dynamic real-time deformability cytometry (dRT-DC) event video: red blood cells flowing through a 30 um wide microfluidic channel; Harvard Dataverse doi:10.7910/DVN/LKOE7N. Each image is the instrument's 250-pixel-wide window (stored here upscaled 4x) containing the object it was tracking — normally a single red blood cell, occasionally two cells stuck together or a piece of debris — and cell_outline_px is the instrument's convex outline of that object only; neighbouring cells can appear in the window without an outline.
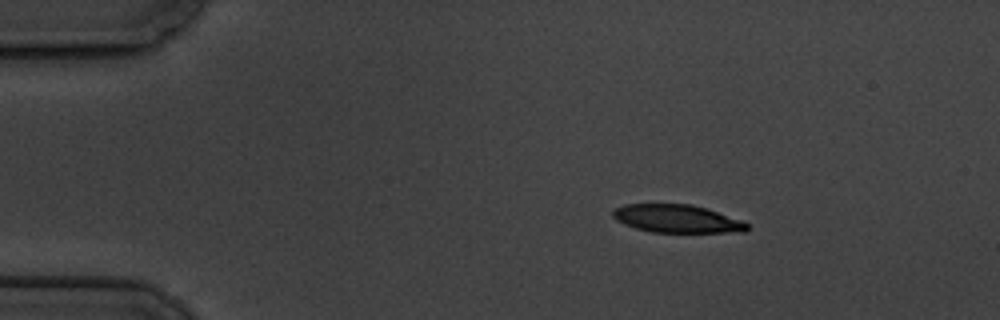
{"species": "common noctule bat (a hibernating species)", "species_latin": "Nyctalus noctula", "temperature_condition": "cold", "stored_images_in_passage": 6, "camera_frame_rate_fps": 3000, "um_per_image_px": 0.085, "animal": {"sex": "male", "body_mass_g": 19.5, "forearm_length_mm": 54.6}, "frame": {"image": 1, "passage_image": 3, "time_ms": 2.333, "image_size_px": [1000, 320], "cell_outline_px": [[748, 228], [744, 232], [652, 232], [636, 228], [624, 224], [616, 220], [612, 216], [612, 212], [616, 208], [624, 204], [692, 204], [740, 220], [748, 224]], "centroid_in_image_um": [57.5, 18.59], "position_along_channel_um": 27.5, "area_um2": 21.62}}
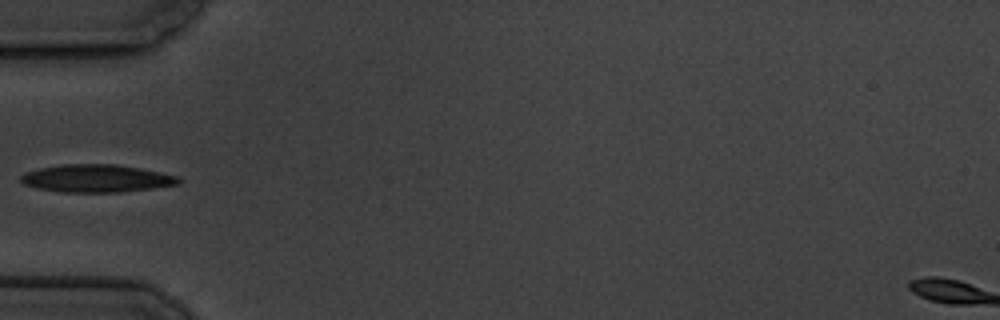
{"frame": {"image": 2, "passage_image": 6, "time_ms": 5.667, "image_size_px": [1000, 320], "cell_outline_px": [[180, 184], [152, 188], [120, 192], [60, 192], [36, 188], [24, 184], [20, 180], [20, 176], [24, 172], [40, 168], [64, 164], [116, 164], [140, 168], [180, 176]], "centroid_in_image_um": [8.2, 15.16], "position_along_channel_um": 76.8, "area_um2": 25.55}}